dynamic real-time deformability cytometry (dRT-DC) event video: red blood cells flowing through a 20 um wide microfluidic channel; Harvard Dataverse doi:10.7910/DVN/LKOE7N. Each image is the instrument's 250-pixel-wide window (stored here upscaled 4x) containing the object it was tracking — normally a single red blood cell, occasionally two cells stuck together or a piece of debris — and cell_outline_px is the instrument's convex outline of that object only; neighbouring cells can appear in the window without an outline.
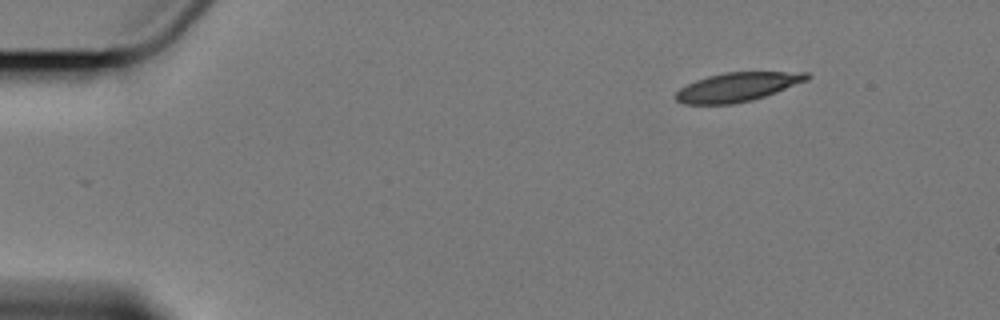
{"species": "Egyptian fruit bat (a non-hibernating species)", "species_latin": "Rousettus aegyptiacus", "temperature_condition": "cold", "stored_images_in_passage": 4, "camera_frame_rate_fps": 3000, "um_per_image_px": 0.085, "animal": {"sex": "female"}, "frame": {"image": 1, "passage_image": 1, "time_ms": 0.0, "image_size_px": [1000, 320], "cell_outline_px": [[812, 76], [808, 80], [776, 92], [752, 100], [732, 104], [684, 104], [676, 100], [676, 92], [680, 88], [696, 80], [708, 76], [724, 72], [808, 72]], "centroid_in_image_um": [62.69, 7.39], "position_along_channel_um": 22.3, "area_um2": 22.02}}
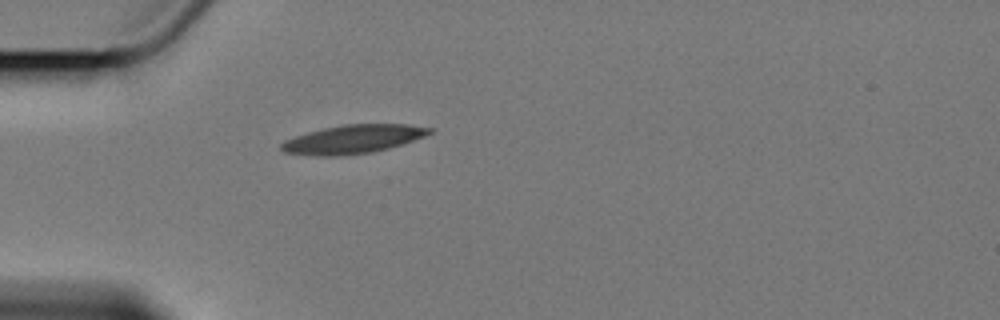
{"frame": {"image": 2, "passage_image": 4, "time_ms": 3.333, "image_size_px": [1000, 320], "cell_outline_px": [[436, 132], [388, 148], [372, 152], [340, 156], [316, 156], [284, 152], [280, 148], [280, 144], [284, 140], [308, 132], [324, 128], [344, 124], [408, 124], [432, 128]], "centroid_in_image_um": [30.0, 11.83], "position_along_channel_um": 55.0, "area_um2": 24.62}}